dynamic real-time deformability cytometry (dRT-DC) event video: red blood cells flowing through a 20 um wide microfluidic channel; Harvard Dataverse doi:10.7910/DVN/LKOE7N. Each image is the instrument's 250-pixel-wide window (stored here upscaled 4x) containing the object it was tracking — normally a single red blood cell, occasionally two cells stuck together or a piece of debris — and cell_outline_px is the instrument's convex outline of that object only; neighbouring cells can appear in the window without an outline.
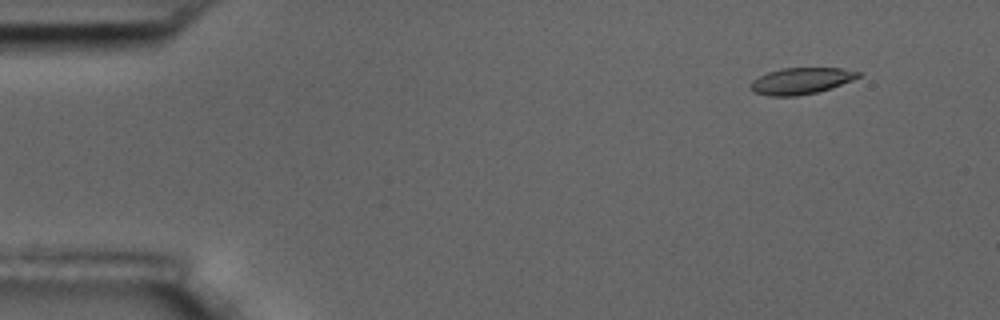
{"species": "common noctule bat (a hibernating species)", "species_latin": "Nyctalus noctula", "temperature_condition": "room temperature", "stored_images_in_passage": 4, "camera_frame_rate_fps": 3000, "um_per_image_px": 0.085, "animal": {"sex": "male", "body_mass_g": 17.5, "forearm_length_mm": 52.3}, "frame": {"image": 1, "passage_image": 2, "time_ms": 1.333, "image_size_px": [1000, 320], "cell_outline_px": [[860, 76], [852, 80], [832, 88], [816, 92], [796, 96], [768, 96], [752, 92], [748, 88], [752, 80], [768, 72], [784, 68], [840, 68], [860, 72]], "centroid_in_image_um": [68.04, 6.89], "position_along_channel_um": 17.0, "area_um2": 16.59}}